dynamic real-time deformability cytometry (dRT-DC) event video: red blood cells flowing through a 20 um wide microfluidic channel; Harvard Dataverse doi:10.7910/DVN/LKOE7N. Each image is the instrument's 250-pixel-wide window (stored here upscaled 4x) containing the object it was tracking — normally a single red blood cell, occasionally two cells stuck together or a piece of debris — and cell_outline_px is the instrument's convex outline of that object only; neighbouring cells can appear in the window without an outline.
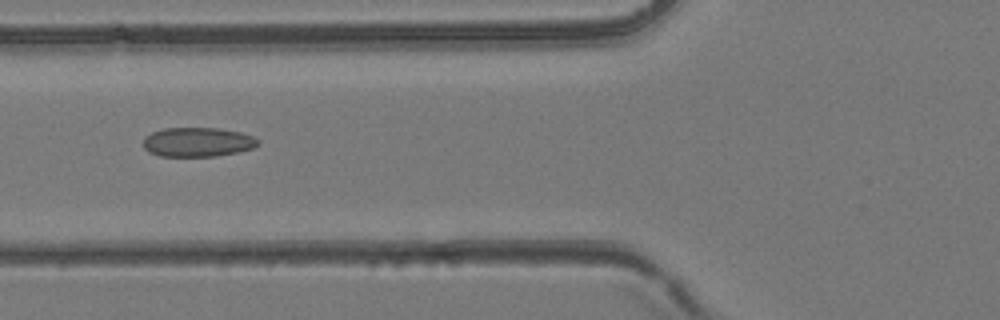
{"species": "common noctule bat (a hibernating species)", "species_latin": "Nyctalus noctula", "temperature_condition": "room temperature", "stored_images_in_passage": 45, "camera_frame_rate_fps": 3000, "um_per_image_px": 0.085, "animal": {"sex": "female", "body_mass_g": 24.6, "forearm_length_mm": 56.2}, "frame": {"image": 1, "passage_image": 18, "time_ms": 5.667, "image_size_px": [1000, 320], "cell_outline_px": [[260, 144], [252, 148], [236, 152], [216, 156], [160, 156], [148, 152], [144, 148], [144, 136], [152, 132], [164, 128], [216, 128], [240, 132], [252, 136], [260, 140]], "centroid_in_image_um": [16.79, 12.07], "position_along_channel_um": 109.0, "area_um2": 19.59}}
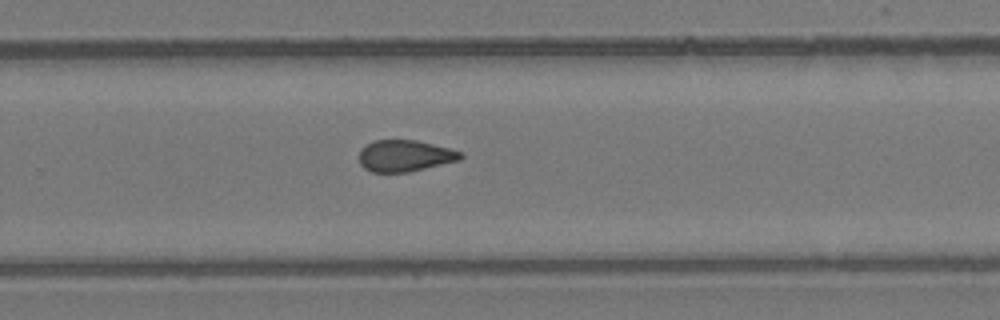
{"frame": {"image": 2, "passage_image": 30, "time_ms": 9.667, "image_size_px": [1000, 320], "cell_outline_px": [[464, 156], [460, 160], [408, 172], [372, 172], [364, 168], [360, 164], [360, 148], [364, 144], [376, 140], [416, 140], [464, 152]], "centroid_in_image_um": [34.41, 13.24], "position_along_channel_um": 295.4, "area_um2": 18.67}}
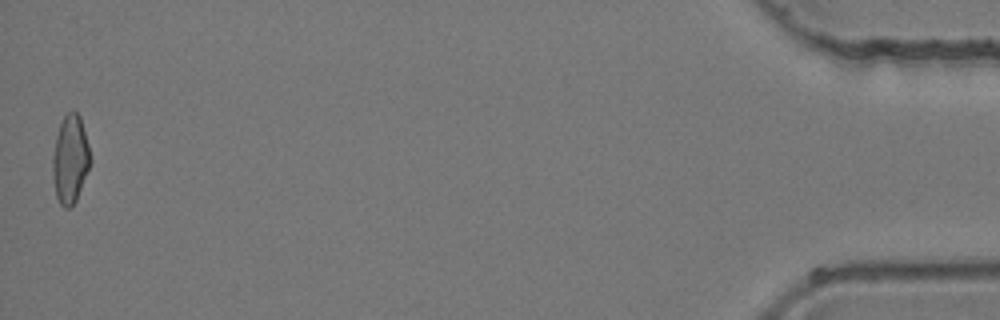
{"frame": {"image": 3, "passage_image": 45, "time_ms": 14.667, "image_size_px": [1000, 320], "cell_outline_px": [[92, 160], [76, 200], [68, 208], [64, 208], [60, 204], [56, 196], [52, 176], [52, 156], [56, 136], [60, 124], [64, 116], [68, 112], [76, 112], [80, 116], [88, 144]], "centroid_in_image_um": [5.96, 13.55], "position_along_channel_um": 429.2, "area_um2": 19.31}}